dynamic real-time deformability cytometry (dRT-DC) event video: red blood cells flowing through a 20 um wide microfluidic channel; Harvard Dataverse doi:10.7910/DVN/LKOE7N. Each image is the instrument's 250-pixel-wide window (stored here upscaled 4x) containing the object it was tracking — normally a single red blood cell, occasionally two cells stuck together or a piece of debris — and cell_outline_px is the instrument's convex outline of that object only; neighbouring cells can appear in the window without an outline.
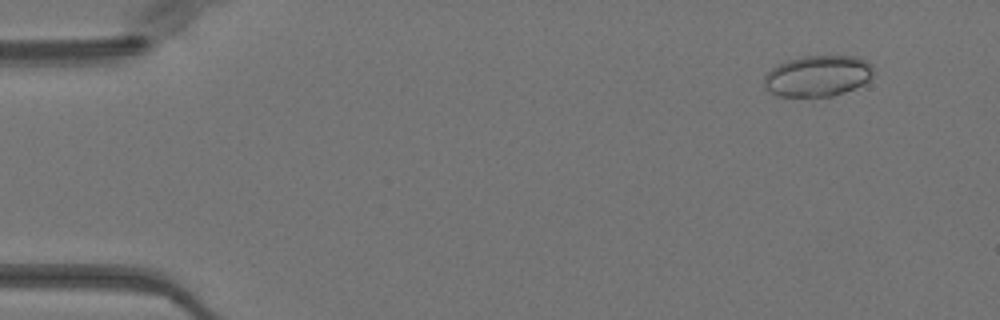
{"species": "Egyptian fruit bat (a non-hibernating species)", "species_latin": "Rousettus aegyptiacus", "temperature_condition": "warm", "stored_images_in_passage": 51, "camera_frame_rate_fps": 3000, "um_per_image_px": 0.085, "animal": {"sex": "female"}, "frame": {"image": 1, "passage_image": 5, "time_ms": 1.333, "image_size_px": [1000, 320], "cell_outline_px": [[872, 72], [868, 80], [844, 92], [832, 96], [780, 96], [768, 92], [764, 88], [764, 76], [772, 68], [788, 60], [804, 56], [856, 56], [872, 64]], "centroid_in_image_um": [69.46, 6.45], "position_along_channel_um": 15.5, "area_um2": 25.84}}
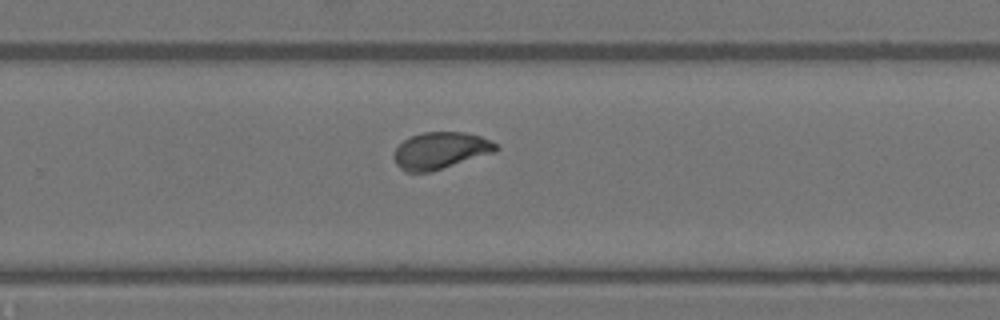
{"frame": {"image": 2, "passage_image": 34, "time_ms": 11.0, "image_size_px": [1000, 320], "cell_outline_px": [[500, 148], [496, 152], [432, 172], [404, 172], [396, 164], [392, 156], [396, 148], [404, 140], [420, 132], [464, 132], [480, 136], [496, 144]], "centroid_in_image_um": [37.43, 12.81], "position_along_channel_um": 292.4, "area_um2": 22.08}}
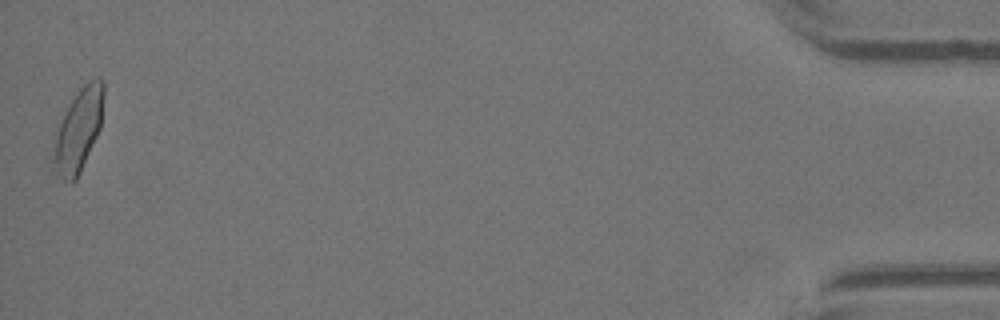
{"frame": {"image": 3, "passage_image": 51, "time_ms": 16.667, "image_size_px": [1000, 320], "cell_outline_px": [[104, 96], [100, 128], [80, 172], [76, 180], [64, 180], [56, 172], [56, 136], [60, 124], [68, 104], [80, 88], [88, 80], [100, 76], [104, 80]], "centroid_in_image_um": [6.74, 10.94], "position_along_channel_um": 428.5, "area_um2": 23.24}, "authors_computed_cell_mechanics": {"area_um2": 22.4842, "velocity_mm_per_s": 4.0238, "shape_relaxation_time_tau1_ms": 4.0959, "shape_relaxation_time_tau2_ms": 0.8955, "deformation_change_tau1": 0.1264, "deformation_change_tau2": 0.0607}}